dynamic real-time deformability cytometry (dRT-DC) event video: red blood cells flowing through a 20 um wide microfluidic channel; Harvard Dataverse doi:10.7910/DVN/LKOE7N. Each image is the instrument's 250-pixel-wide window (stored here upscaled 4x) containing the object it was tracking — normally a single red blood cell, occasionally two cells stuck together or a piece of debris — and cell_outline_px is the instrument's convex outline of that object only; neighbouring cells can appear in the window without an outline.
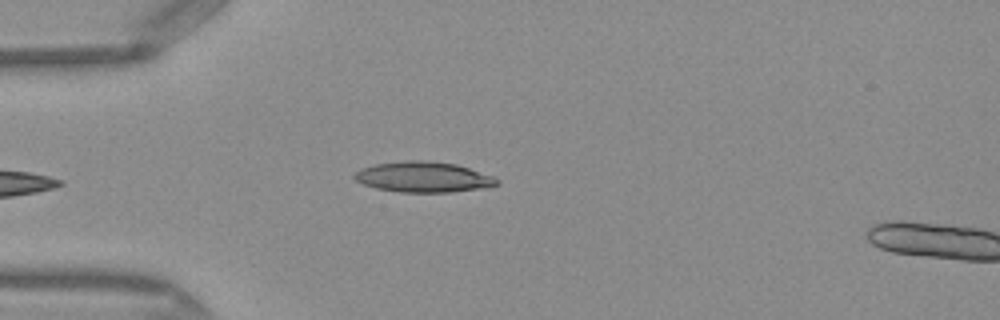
{"species": "Egyptian fruit bat (a non-hibernating species)", "species_latin": "Rousettus aegyptiacus", "temperature_condition": "warm", "stored_images_in_passage": 3, "camera_frame_rate_fps": 3000, "um_per_image_px": 0.085, "frame": {"image": 1, "passage_image": 1, "time_ms": 0.0, "image_size_px": [1000, 320], "cell_outline_px": [[500, 184], [480, 188], [452, 192], [400, 192], [376, 188], [364, 184], [356, 180], [352, 176], [360, 168], [376, 164], [404, 160], [424, 160], [456, 164], [492, 176], [500, 180]], "centroid_in_image_um": [35.96, 15.04], "position_along_channel_um": 49.0, "area_um2": 25.2}}